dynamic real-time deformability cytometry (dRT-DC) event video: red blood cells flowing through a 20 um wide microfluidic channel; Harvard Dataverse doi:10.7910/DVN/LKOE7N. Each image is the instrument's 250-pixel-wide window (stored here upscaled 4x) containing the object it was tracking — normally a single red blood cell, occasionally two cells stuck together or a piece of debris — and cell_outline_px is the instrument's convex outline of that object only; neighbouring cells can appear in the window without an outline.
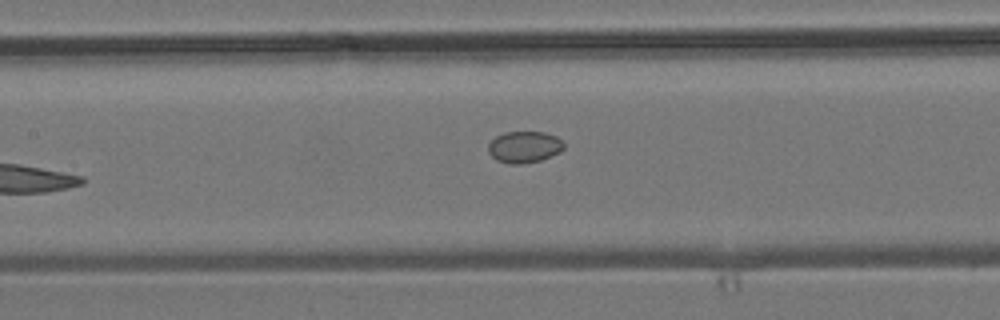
{"species": "common noctule bat (a hibernating species)", "species_latin": "Nyctalus noctula", "temperature_condition": "room temperature", "stored_images_in_passage": 7, "camera_frame_rate_fps": 3000, "um_per_image_px": 0.085, "animal": {"sex": "male", "body_mass_g": 19.2, "forearm_length_mm": 51.8}, "frame": {"image": 1, "passage_image": 7, "time_ms": 7.0, "image_size_px": [1000, 320], "cell_outline_px": [[564, 148], [560, 152], [540, 160], [520, 164], [508, 164], [496, 160], [488, 152], [488, 144], [496, 136], [504, 132], [544, 132], [556, 136], [564, 144]], "centroid_in_image_um": [44.54, 12.49], "position_along_channel_um": 162.9, "area_um2": 13.87}}